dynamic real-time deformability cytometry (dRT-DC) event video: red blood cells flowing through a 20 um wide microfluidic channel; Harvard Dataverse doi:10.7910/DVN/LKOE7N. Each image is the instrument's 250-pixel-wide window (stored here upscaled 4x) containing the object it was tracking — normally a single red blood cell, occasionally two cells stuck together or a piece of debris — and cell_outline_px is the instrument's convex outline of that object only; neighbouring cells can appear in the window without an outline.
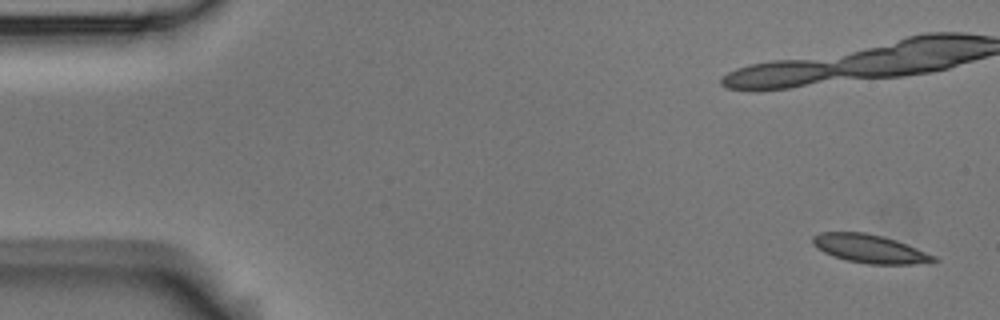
{"species": "Egyptian fruit bat (a non-hibernating species)", "species_latin": "Rousettus aegyptiacus", "temperature_condition": "room temperature", "stored_images_in_passage": 7, "camera_frame_rate_fps": 3000, "um_per_image_px": 0.085, "animal": {"sex": "male"}, "frame": {"image": 1, "passage_image": 1, "time_ms": 0.0, "image_size_px": [1000, 320], "cell_outline_px": [[940, 260], [912, 264], [868, 264], [848, 260], [832, 256], [816, 248], [812, 244], [812, 236], [820, 232], [868, 232], [884, 236], [896, 240], [936, 256]], "centroid_in_image_um": [73.9, 21.13], "position_along_channel_um": 11.1, "area_um2": 20.06}}
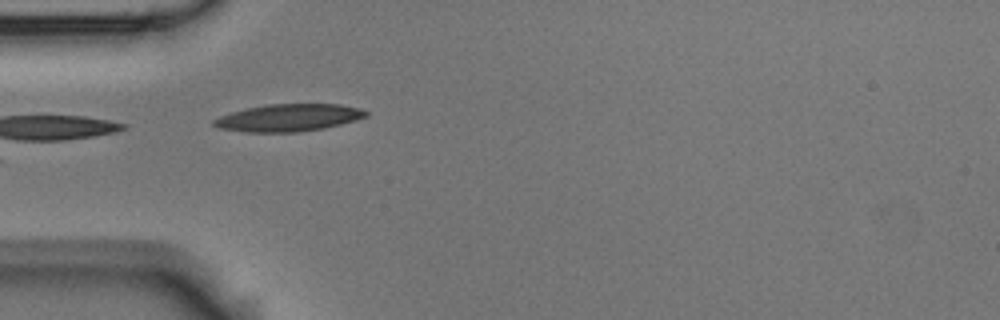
{"frame": {"image": 2, "passage_image": 6, "time_ms": 1.667, "image_size_px": [1000, 320], "cell_outline_px": [[368, 116], [356, 120], [324, 128], [296, 132], [244, 132], [220, 128], [212, 124], [212, 120], [220, 116], [232, 112], [248, 108], [268, 104], [340, 104], [360, 108], [368, 112]], "centroid_in_image_um": [24.54, 10.0], "position_along_channel_um": 60.5, "area_um2": 24.1}}
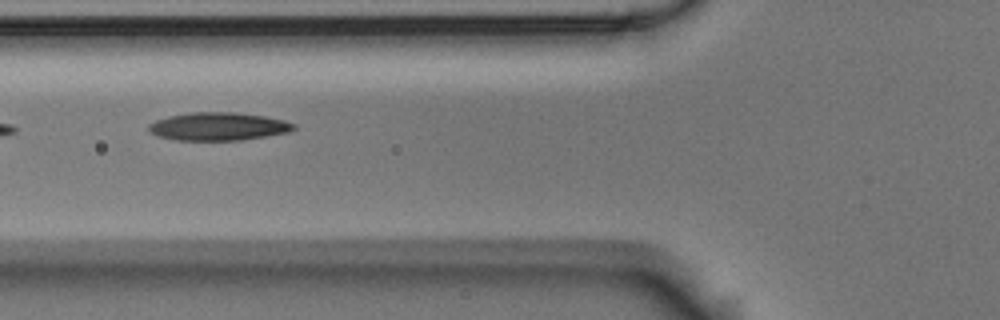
{"frame": {"image": 3, "passage_image": 7, "time_ms": 2.0, "image_size_px": [1000, 320], "cell_outline_px": [[296, 128], [288, 132], [240, 140], [176, 140], [156, 136], [148, 132], [148, 124], [156, 120], [168, 116], [192, 112], [236, 112], [264, 116], [284, 120], [296, 124]], "centroid_in_image_um": [18.52, 10.74], "position_along_channel_um": 107.3, "area_um2": 23.76}}